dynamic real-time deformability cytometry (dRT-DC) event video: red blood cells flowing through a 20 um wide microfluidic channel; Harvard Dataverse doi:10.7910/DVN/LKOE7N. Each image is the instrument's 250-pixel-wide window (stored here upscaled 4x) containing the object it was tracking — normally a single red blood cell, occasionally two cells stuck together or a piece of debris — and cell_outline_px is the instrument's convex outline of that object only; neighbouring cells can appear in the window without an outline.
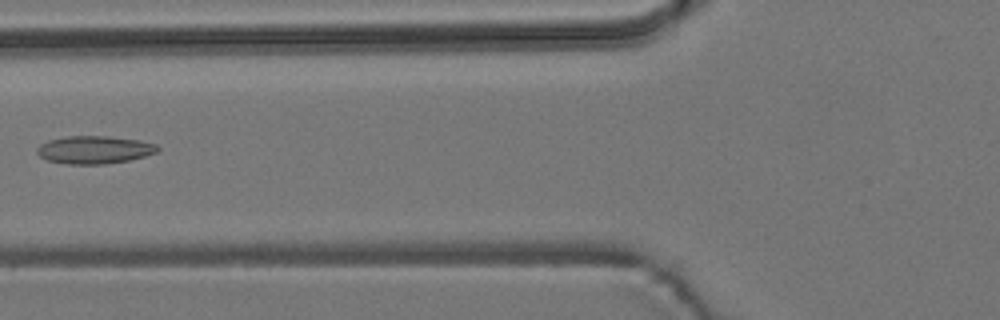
{"species": "common noctule bat (a hibernating species)", "species_latin": "Nyctalus noctula", "temperature_condition": "room temperature", "stored_images_in_passage": 7, "camera_frame_rate_fps": 3000, "um_per_image_px": 0.085, "animal": {"sex": "male", "body_mass_g": 19.2, "forearm_length_mm": 51.8}, "frame": {"image": 1, "passage_image": 6, "time_ms": 5.667, "image_size_px": [1000, 320], "cell_outline_px": [[160, 148], [156, 152], [144, 156], [128, 160], [104, 164], [68, 164], [48, 160], [40, 156], [36, 152], [36, 148], [40, 144], [48, 140], [68, 136], [108, 136], [140, 140], [156, 144]], "centroid_in_image_um": [8.01, 12.72], "position_along_channel_um": 117.8, "area_um2": 19.48}}
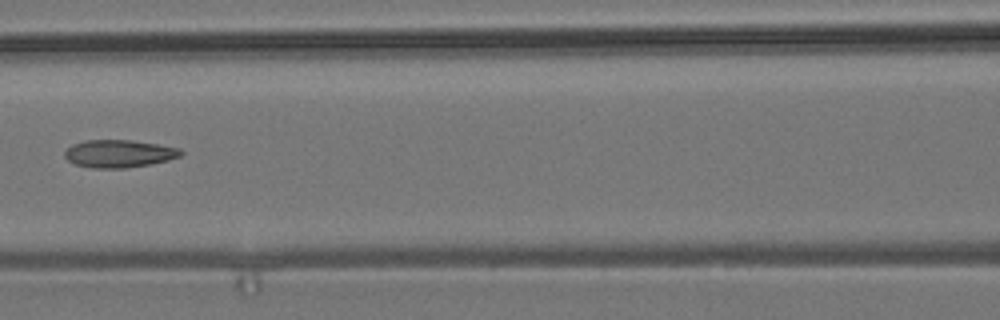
{"frame": {"image": 2, "passage_image": 7, "time_ms": 6.667, "image_size_px": [1000, 320], "cell_outline_px": [[184, 152], [180, 156], [168, 160], [152, 164], [124, 168], [92, 168], [76, 164], [68, 160], [64, 156], [64, 152], [72, 144], [84, 140], [132, 140], [180, 148]], "centroid_in_image_um": [10.12, 13.06], "position_along_channel_um": 156.5, "area_um2": 18.73}}